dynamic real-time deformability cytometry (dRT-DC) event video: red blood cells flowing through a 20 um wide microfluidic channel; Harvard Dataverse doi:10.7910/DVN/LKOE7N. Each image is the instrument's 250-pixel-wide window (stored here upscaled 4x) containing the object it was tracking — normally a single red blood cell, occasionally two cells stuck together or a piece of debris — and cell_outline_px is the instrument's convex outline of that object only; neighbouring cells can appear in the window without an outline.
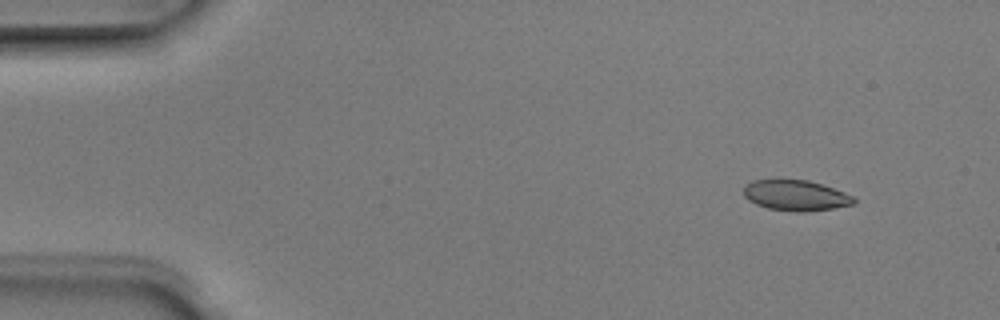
{"species": "Egyptian fruit bat (a non-hibernating species)", "species_latin": "Rousettus aegyptiacus", "temperature_condition": "room temperature", "stored_images_in_passage": 5, "camera_frame_rate_fps": 3000, "um_per_image_px": 0.085, "animal": {"sex": "male"}, "frame": {"image": 1, "passage_image": 2, "time_ms": 0.333, "image_size_px": [1000, 320], "cell_outline_px": [[856, 204], [808, 212], [796, 212], [768, 208], [756, 204], [748, 200], [744, 196], [744, 188], [752, 180], [808, 180], [844, 192], [852, 196], [856, 200]], "centroid_in_image_um": [67.65, 16.62], "position_along_channel_um": 17.4, "area_um2": 19.48}}
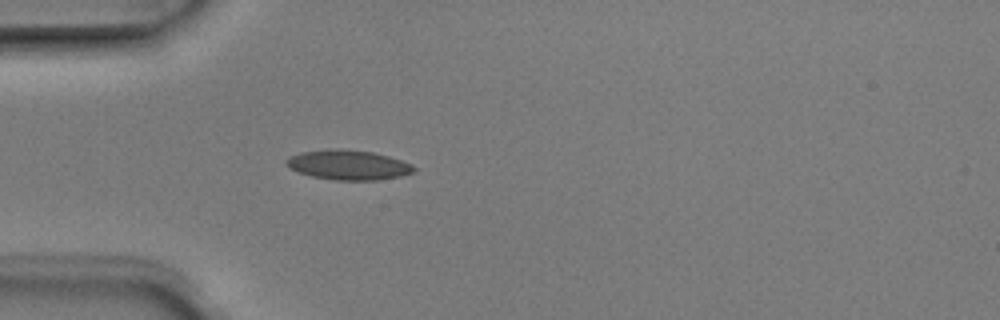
{"frame": {"image": 2, "passage_image": 5, "time_ms": 1.333, "image_size_px": [1000, 320], "cell_outline_px": [[416, 168], [412, 172], [400, 176], [376, 180], [336, 180], [312, 176], [288, 168], [284, 164], [284, 160], [288, 156], [300, 152], [372, 152], [388, 156], [412, 164]], "centroid_in_image_um": [29.59, 14.07], "position_along_channel_um": 55.4, "area_um2": 21.04}}